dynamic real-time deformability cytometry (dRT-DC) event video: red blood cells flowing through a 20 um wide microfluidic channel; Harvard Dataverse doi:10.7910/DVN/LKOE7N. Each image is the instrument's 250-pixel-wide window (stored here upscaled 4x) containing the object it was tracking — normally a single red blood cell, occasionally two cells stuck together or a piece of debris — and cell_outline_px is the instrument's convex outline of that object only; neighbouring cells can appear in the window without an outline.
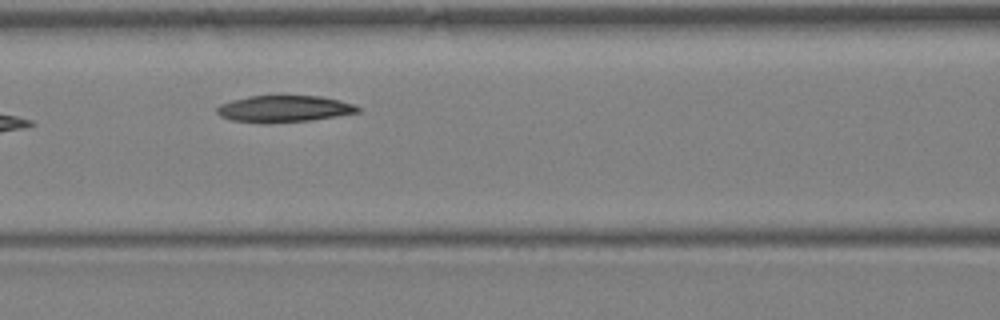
{"species": "Egyptian fruit bat (a non-hibernating species)", "species_latin": "Rousettus aegyptiacus", "temperature_condition": "warm", "stored_images_in_passage": 6, "camera_frame_rate_fps": 3000, "um_per_image_px": 0.085, "animal": {"sex": "female"}, "frame": {"image": 1, "passage_image": 6, "time_ms": 6.0, "image_size_px": [1000, 320], "cell_outline_px": [[360, 112], [312, 120], [264, 124], [232, 120], [220, 116], [216, 112], [216, 108], [220, 104], [232, 100], [248, 96], [320, 96], [340, 100], [356, 104], [360, 108]], "centroid_in_image_um": [24.15, 9.25], "position_along_channel_um": 142.5, "area_um2": 22.08}}